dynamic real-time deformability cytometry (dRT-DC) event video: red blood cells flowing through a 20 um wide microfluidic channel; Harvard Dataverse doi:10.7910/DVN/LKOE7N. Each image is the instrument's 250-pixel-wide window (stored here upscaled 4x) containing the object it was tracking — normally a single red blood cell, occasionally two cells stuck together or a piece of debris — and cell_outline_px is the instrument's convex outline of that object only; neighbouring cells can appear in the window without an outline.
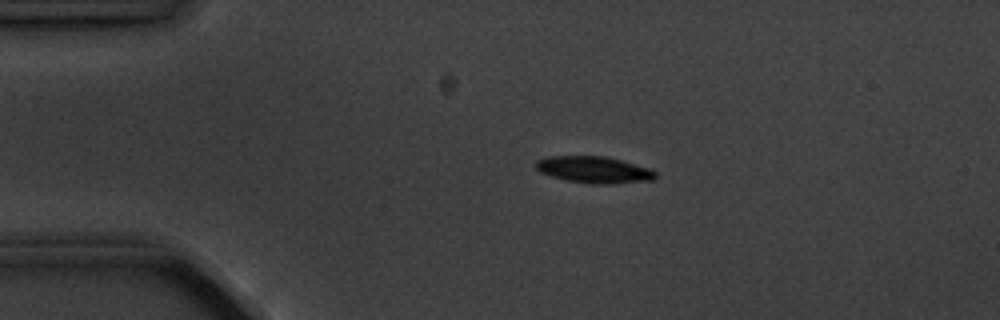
{"species": "common noctule bat (a hibernating species)", "species_latin": "Nyctalus noctula", "temperature_condition": "cold", "stored_images_in_passage": 14, "camera_frame_rate_fps": 3000, "um_per_image_px": 0.085, "animal": {"sex": "male", "body_mass_g": 20.1, "forearm_length_mm": 53.5}, "frame": {"image": 1, "passage_image": 3, "time_ms": 2.333, "image_size_px": [1000, 320], "cell_outline_px": [[656, 180], [612, 184], [592, 184], [568, 180], [552, 176], [540, 172], [536, 168], [536, 160], [548, 156], [604, 156], [620, 160], [648, 168], [656, 172]], "centroid_in_image_um": [50.5, 14.43], "position_along_channel_um": 34.5, "area_um2": 18.5}}
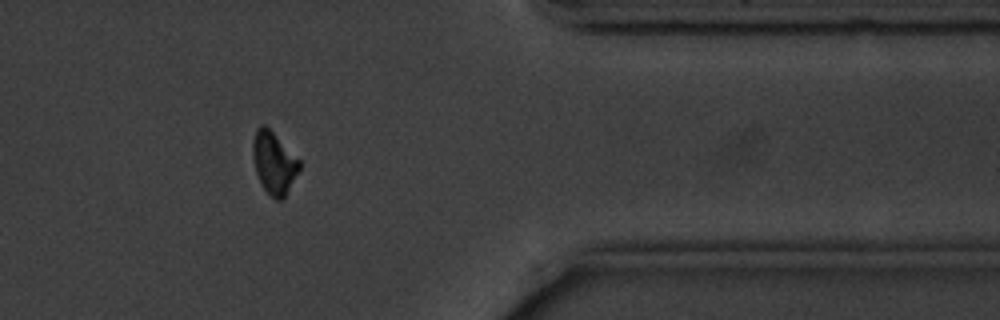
{"frame": {"image": 2, "passage_image": 12, "time_ms": 13.667, "image_size_px": [1000, 320], "cell_outline_px": [[300, 168], [284, 200], [276, 200], [260, 184], [256, 172], [252, 156], [252, 140], [256, 128], [260, 124], [264, 124], [300, 160]], "centroid_in_image_um": [23.27, 13.85], "position_along_channel_um": 388.1, "area_um2": 16.88}}
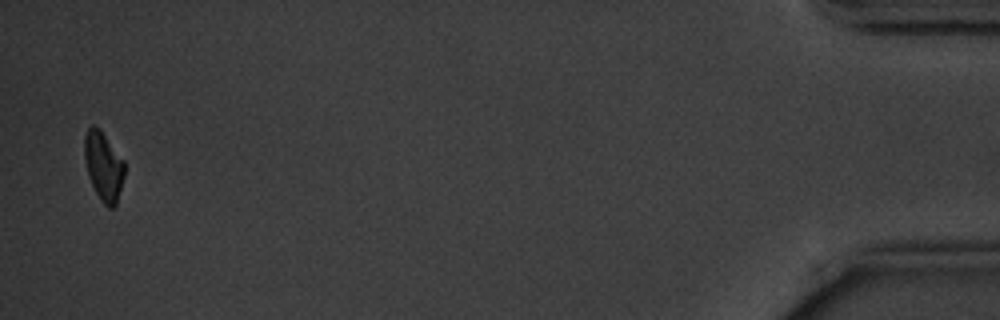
{"frame": {"image": 3, "passage_image": 14, "time_ms": 16.667, "image_size_px": [1000, 320], "cell_outline_px": [[124, 176], [116, 204], [112, 208], [108, 208], [100, 200], [88, 176], [84, 160], [84, 136], [88, 128], [92, 124], [100, 128], [124, 160]], "centroid_in_image_um": [8.78, 14.09], "position_along_channel_um": 426.4, "area_um2": 16.18}, "authors_computed_cell_mechanics": {"area_um2": 17.8602, "velocity_mm_per_s": 3.6058, "shape_relaxation_time_tau1_ms": 1.2988, "shape_relaxation_time_tau2_ms": null, "deformation_change_tau1": 0.0816, "deformation_change_tau2": null}}